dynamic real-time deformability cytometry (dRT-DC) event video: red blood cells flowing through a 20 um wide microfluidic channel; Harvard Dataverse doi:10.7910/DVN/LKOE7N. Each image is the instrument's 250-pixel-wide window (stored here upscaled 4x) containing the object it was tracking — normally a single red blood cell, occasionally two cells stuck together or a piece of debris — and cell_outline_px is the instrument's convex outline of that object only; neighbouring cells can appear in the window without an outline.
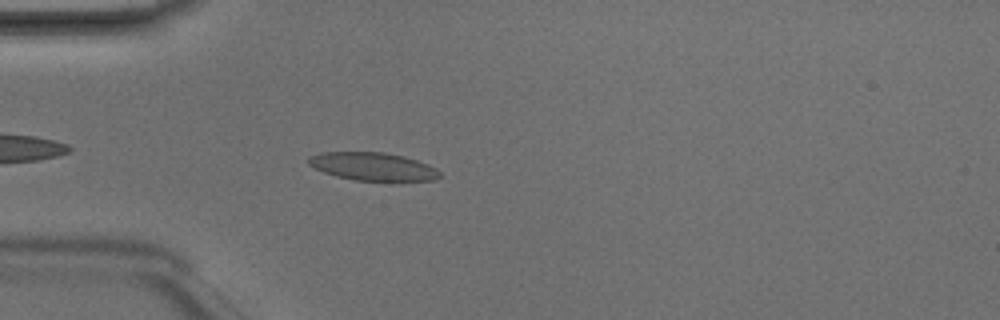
{"species": "Egyptian fruit bat (a non-hibernating species)", "species_latin": "Rousettus aegyptiacus", "temperature_condition": "room temperature", "stored_images_in_passage": 5, "camera_frame_rate_fps": 3000, "um_per_image_px": 0.085, "animal": {"sex": "male"}, "frame": {"image": 1, "passage_image": 5, "time_ms": 1.333, "image_size_px": [1000, 320], "cell_outline_px": [[440, 176], [432, 180], [396, 184], [356, 180], [336, 176], [324, 172], [308, 164], [308, 156], [320, 152], [384, 152], [404, 156], [428, 164], [436, 168], [440, 172]], "centroid_in_image_um": [31.76, 14.2], "position_along_channel_um": 53.2, "area_um2": 22.31}}